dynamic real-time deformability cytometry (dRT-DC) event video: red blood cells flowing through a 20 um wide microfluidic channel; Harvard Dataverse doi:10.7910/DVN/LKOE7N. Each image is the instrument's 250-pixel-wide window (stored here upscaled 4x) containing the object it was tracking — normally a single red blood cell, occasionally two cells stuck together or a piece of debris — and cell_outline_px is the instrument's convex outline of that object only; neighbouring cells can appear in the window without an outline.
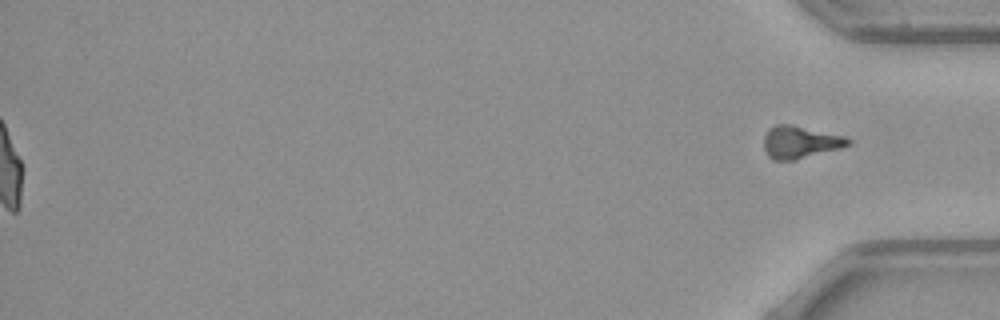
{"species": "common noctule bat (a hibernating species)", "species_latin": "Nyctalus noctula", "temperature_condition": "warm", "stored_images_in_passage": 54, "segment_of_instrument_passage": [2, 2], "camera_frame_rate_fps": 3000, "um_per_image_px": 0.085, "animal": {"sex": "female", "body_mass_g": 21.9}, "frame": {"image": 1, "passage_image": 54, "time_ms": 17.667, "image_size_px": [1000, 320], "cell_outline_px": [[852, 144], [840, 148], [792, 160], [772, 160], [768, 156], [764, 148], [764, 136], [768, 128], [776, 124], [792, 124], [844, 136], [852, 140]], "centroid_in_image_um": [67.99, 12.06], "position_along_channel_um": 367.2, "area_um2": 15.9}}